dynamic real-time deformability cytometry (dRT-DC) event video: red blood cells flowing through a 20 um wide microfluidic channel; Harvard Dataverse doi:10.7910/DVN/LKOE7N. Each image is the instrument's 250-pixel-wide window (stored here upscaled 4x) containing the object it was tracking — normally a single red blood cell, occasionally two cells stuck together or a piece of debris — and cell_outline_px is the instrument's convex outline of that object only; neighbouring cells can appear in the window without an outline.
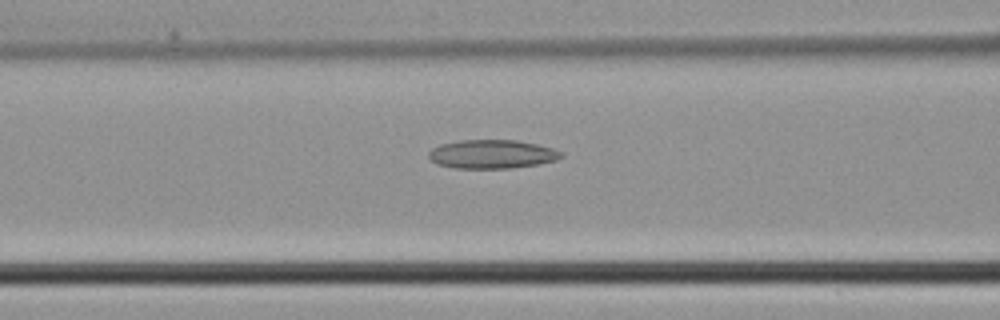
{"species": "common noctule bat (a hibernating species)", "species_latin": "Nyctalus noctula", "temperature_condition": "cold", "stored_images_in_passage": 44, "camera_frame_rate_fps": 3000, "um_per_image_px": 0.085, "animal": {"sex": "male", "body_mass_g": 21.5, "forearm_length_mm": 52.0}, "frame": {"image": 1, "passage_image": 18, "time_ms": 5.667, "image_size_px": [1000, 320], "cell_outline_px": [[564, 156], [556, 160], [536, 164], [508, 168], [452, 168], [436, 164], [428, 156], [428, 152], [432, 148], [440, 144], [460, 140], [516, 140], [536, 144], [552, 148], [564, 152]], "centroid_in_image_um": [41.8, 13.1], "position_along_channel_um": 124.8, "area_um2": 22.2}}
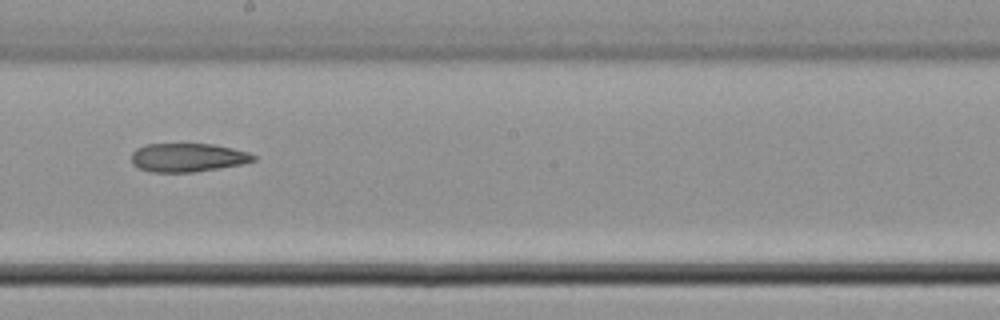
{"frame": {"image": 2, "passage_image": 25, "time_ms": 8.0, "image_size_px": [1000, 320], "cell_outline_px": [[256, 160], [244, 164], [196, 172], [152, 172], [140, 168], [132, 164], [132, 152], [136, 148], [148, 144], [212, 144], [232, 148], [248, 152], [256, 156]], "centroid_in_image_um": [15.98, 13.39], "position_along_channel_um": 232.2, "area_um2": 20.4}}
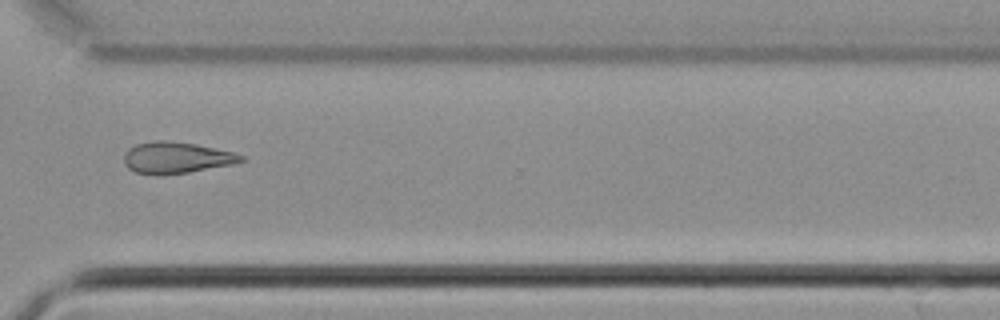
{"frame": {"image": 3, "passage_image": 33, "time_ms": 10.667, "image_size_px": [1000, 320], "cell_outline_px": [[244, 160], [232, 164], [188, 172], [160, 176], [156, 176], [136, 172], [128, 168], [124, 164], [124, 156], [128, 148], [136, 144], [152, 140], [164, 140], [196, 144], [232, 152], [244, 156]], "centroid_in_image_um": [14.93, 13.41], "position_along_channel_um": 355.7, "area_um2": 21.44}}